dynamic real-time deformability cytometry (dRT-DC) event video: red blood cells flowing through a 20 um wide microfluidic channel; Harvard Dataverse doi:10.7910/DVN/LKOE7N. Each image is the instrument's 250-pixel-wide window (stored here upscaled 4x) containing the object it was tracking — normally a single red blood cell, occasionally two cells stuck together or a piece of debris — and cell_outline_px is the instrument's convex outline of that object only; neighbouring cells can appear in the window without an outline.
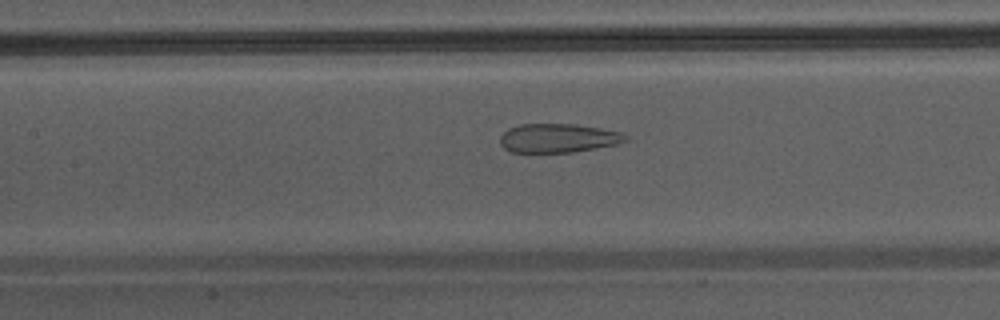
{"species": "Egyptian fruit bat (a non-hibernating species)", "species_latin": "Rousettus aegyptiacus", "temperature_condition": "warm", "stored_images_in_passage": 34, "camera_frame_rate_fps": 3000, "um_per_image_px": 0.085, "animal": {"sex": "male"}, "frame": {"image": 1, "passage_image": 15, "time_ms": 4.667, "image_size_px": [1000, 320], "cell_outline_px": [[628, 140], [620, 144], [572, 152], [512, 152], [504, 148], [500, 144], [500, 136], [508, 128], [520, 124], [572, 124], [600, 128], [620, 132], [628, 136]], "centroid_in_image_um": [47.45, 11.74], "position_along_channel_um": 160.0, "area_um2": 21.15}}
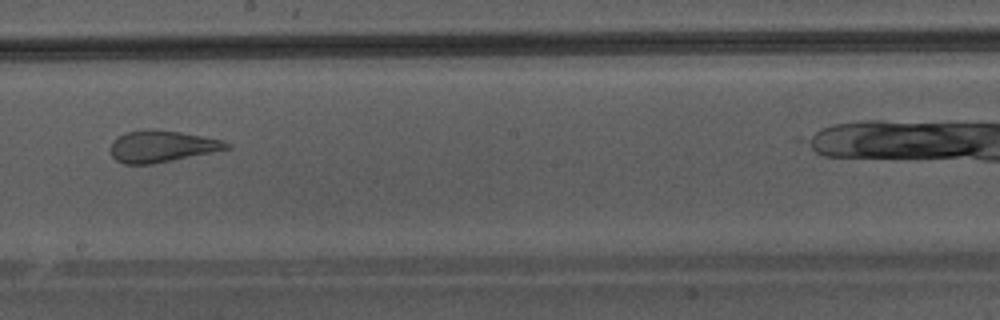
{"frame": {"image": 2, "passage_image": 20, "time_ms": 6.333, "image_size_px": [1000, 320], "cell_outline_px": [[232, 148], [152, 164], [124, 164], [116, 160], [112, 156], [108, 148], [112, 140], [116, 136], [128, 132], [144, 128], [156, 128], [180, 132], [224, 140], [232, 144]], "centroid_in_image_um": [13.72, 12.42], "position_along_channel_um": 234.5, "area_um2": 21.79}}